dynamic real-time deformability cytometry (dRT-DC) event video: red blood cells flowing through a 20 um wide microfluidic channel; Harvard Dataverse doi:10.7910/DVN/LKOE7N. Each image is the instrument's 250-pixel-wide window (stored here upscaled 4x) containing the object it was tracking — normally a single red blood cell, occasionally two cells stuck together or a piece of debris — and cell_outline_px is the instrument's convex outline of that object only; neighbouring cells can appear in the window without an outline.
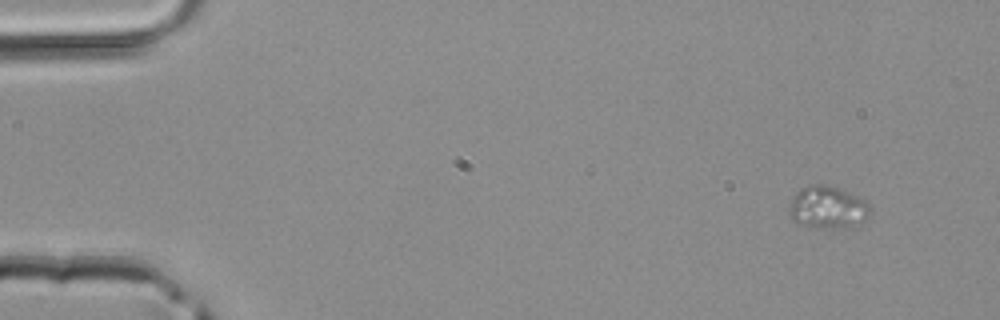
{"species": "common noctule bat (a hibernating species)", "species_latin": "Nyctalus noctula", "temperature_condition": "room temperature", "stored_images_in_passage": 3, "camera_frame_rate_fps": 3000, "um_per_image_px": 0.085, "animal": {"sex": "male", "body_mass_g": 20.4}, "frame": {"image": 1, "passage_image": 1, "time_ms": 0.0, "image_size_px": [1000, 320], "cell_outline_px": [[872, 208], [868, 216], [860, 224], [836, 228], [824, 228], [800, 224], [792, 220], [788, 216], [788, 212], [792, 200], [796, 192], [800, 188], [808, 184], [828, 184], [840, 188], [868, 200]], "centroid_in_image_um": [70.37, 17.6], "position_along_channel_um": 14.6, "area_um2": 20.4}}